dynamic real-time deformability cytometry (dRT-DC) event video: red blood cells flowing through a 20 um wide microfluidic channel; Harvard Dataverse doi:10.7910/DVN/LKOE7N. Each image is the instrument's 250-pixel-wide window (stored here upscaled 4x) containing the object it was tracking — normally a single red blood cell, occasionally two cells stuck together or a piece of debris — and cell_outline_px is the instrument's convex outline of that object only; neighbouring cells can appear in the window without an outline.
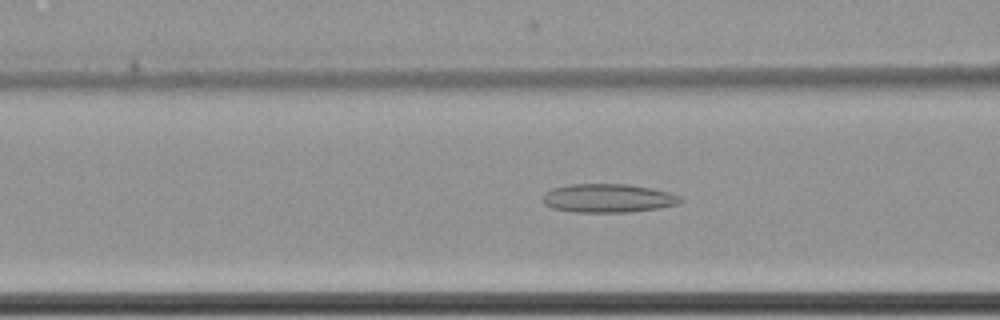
{"species": "common noctule bat (a hibernating species)", "species_latin": "Nyctalus noctula", "temperature_condition": "cold", "stored_images_in_passage": 59, "camera_frame_rate_fps": 3000, "um_per_image_px": 0.085, "animal": {"sex": "female", "body_mass_g": 22.7, "forearm_length_mm": 54.2}, "frame": {"image": 1, "passage_image": 27, "time_ms": 8.667, "image_size_px": [1000, 320], "cell_outline_px": [[684, 200], [680, 204], [660, 208], [628, 212], [572, 212], [552, 208], [544, 204], [544, 192], [552, 188], [568, 184], [632, 184], [652, 188], [668, 192], [680, 196]], "centroid_in_image_um": [51.71, 16.84], "position_along_channel_um": 114.9, "area_um2": 23.24}}
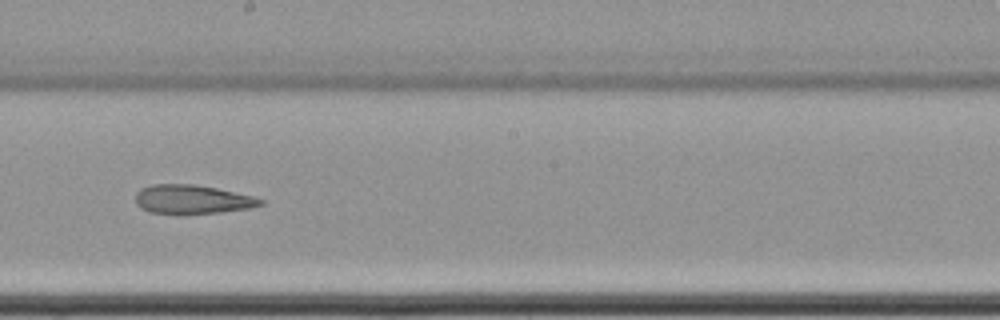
{"frame": {"image": 2, "passage_image": 37, "time_ms": 12.0, "image_size_px": [1000, 320], "cell_outline_px": [[264, 204], [252, 208], [220, 212], [148, 212], [140, 208], [136, 204], [136, 192], [140, 188], [152, 184], [192, 184], [216, 188], [252, 196], [264, 200]], "centroid_in_image_um": [16.33, 16.92], "position_along_channel_um": 231.9, "area_um2": 20.63}}
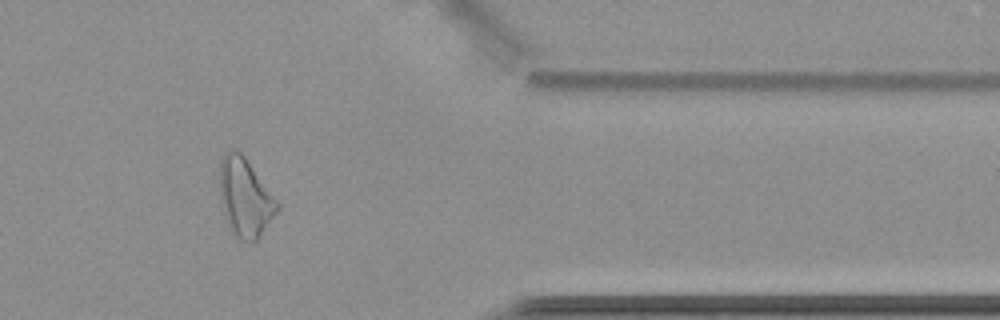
{"frame": {"image": 3, "passage_image": 52, "time_ms": 17.0, "image_size_px": [1000, 320], "cell_outline_px": [[280, 208], [260, 236], [252, 244], [236, 240], [228, 228], [220, 196], [220, 156], [224, 152], [232, 148], [236, 148], [244, 156], [280, 204]], "centroid_in_image_um": [20.81, 16.82], "position_along_channel_um": 390.6, "area_um2": 26.7}}